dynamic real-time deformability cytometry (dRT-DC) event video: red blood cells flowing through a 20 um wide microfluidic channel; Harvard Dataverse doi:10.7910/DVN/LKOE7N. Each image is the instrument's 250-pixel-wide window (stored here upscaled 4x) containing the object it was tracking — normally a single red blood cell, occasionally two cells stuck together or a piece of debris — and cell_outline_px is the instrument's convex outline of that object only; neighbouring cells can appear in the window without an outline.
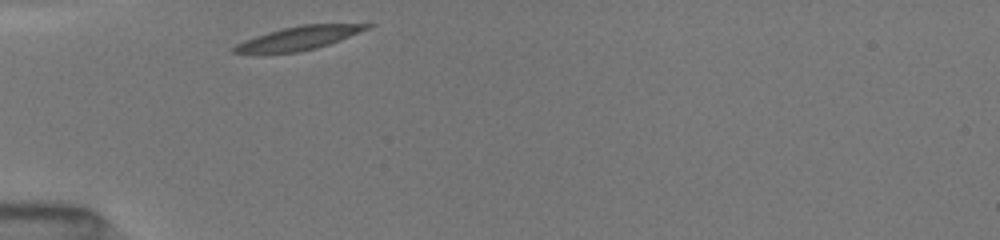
{"species": "common noctule bat (a hibernating species)", "species_latin": "Nyctalus noctula", "temperature_condition": "room temperature", "stored_images_in_passage": 26, "camera_frame_rate_fps": 3000, "um_per_image_px": 0.085, "animal": {"sex": "female", "body_mass_g": 19.5, "forearm_length_mm": 54.1}, "frame": {"image": 1, "passage_image": 1, "time_ms": 0.0, "image_size_px": [1000, 240], "cell_outline_px": [[376, 24], [372, 28], [340, 40], [316, 48], [300, 52], [232, 52], [232, 48], [236, 44], [244, 40], [268, 32], [300, 24]], "centroid_in_image_um": [25.48, 3.22], "position_along_channel_um": 59.5, "area_um2": 17.92}}
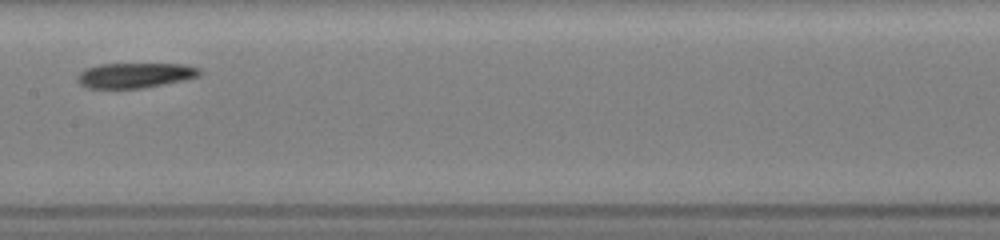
{"frame": {"image": 2, "passage_image": 9, "time_ms": 3.667, "image_size_px": [1000, 240], "cell_outline_px": [[200, 76], [184, 80], [144, 88], [88, 88], [80, 84], [76, 80], [76, 76], [84, 68], [100, 64], [188, 64], [200, 68]], "centroid_in_image_um": [11.47, 6.4], "position_along_channel_um": 195.9, "area_um2": 18.03}}
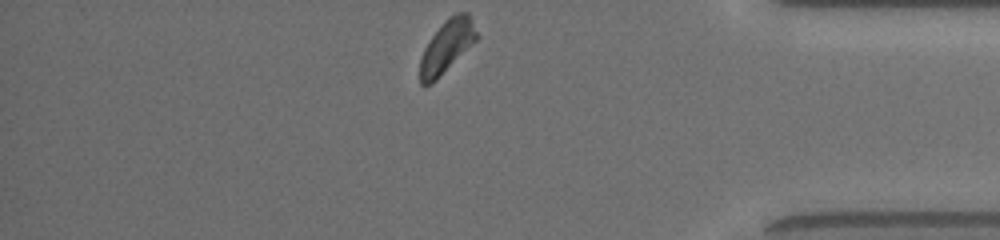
{"frame": {"image": 3, "passage_image": 25, "time_ms": 9.333, "image_size_px": [1000, 240], "cell_outline_px": [[480, 36], [432, 84], [424, 88], [420, 84], [420, 60], [424, 48], [432, 36], [444, 20], [448, 16], [456, 12], [468, 12], [472, 16]], "centroid_in_image_um": [38.0, 3.92], "position_along_channel_um": 397.2, "area_um2": 17.57}, "authors_computed_cell_mechanics": {"area_um2": 18.0625, "velocity_mm_per_s": 3.9685, "shape_relaxation_time_tau1_ms": 3.4164, "shape_relaxation_time_tau2_ms": null, "deformation_change_tau1": 0.1415, "deformation_change_tau2": null}}